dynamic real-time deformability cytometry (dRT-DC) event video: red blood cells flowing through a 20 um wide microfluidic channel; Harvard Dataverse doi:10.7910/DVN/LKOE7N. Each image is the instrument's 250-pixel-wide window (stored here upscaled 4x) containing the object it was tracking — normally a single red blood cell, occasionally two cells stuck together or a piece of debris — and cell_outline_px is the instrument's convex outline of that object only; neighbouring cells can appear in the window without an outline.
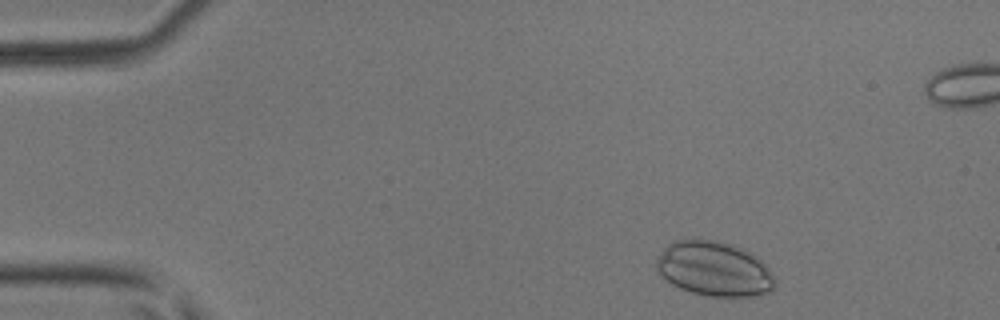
{"species": "common noctule bat (a hibernating species)", "species_latin": "Nyctalus noctula", "temperature_condition": "room temperature", "stored_images_in_passage": 6, "camera_frame_rate_fps": 3000, "um_per_image_px": 0.085, "animal": {"sex": "male", "body_mass_g": 17.9, "forearm_length_mm": 54.2}, "frame": {"image": 1, "passage_image": 2, "time_ms": 0.333, "image_size_px": [1000, 320], "cell_outline_px": [[776, 284], [772, 292], [760, 296], [708, 296], [692, 292], [680, 288], [672, 284], [656, 268], [656, 260], [664, 248], [668, 244], [676, 240], [712, 240], [732, 244], [744, 248], [760, 260], [768, 268]], "centroid_in_image_um": [60.73, 22.86], "position_along_channel_um": 24.3, "area_um2": 37.51}}